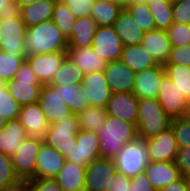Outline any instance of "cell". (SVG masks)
<instances>
[{
	"instance_id": "16",
	"label": "cell",
	"mask_w": 190,
	"mask_h": 191,
	"mask_svg": "<svg viewBox=\"0 0 190 191\" xmlns=\"http://www.w3.org/2000/svg\"><path fill=\"white\" fill-rule=\"evenodd\" d=\"M164 75V66L161 64L137 72L134 80L133 94L138 99H157L160 81Z\"/></svg>"
},
{
	"instance_id": "2",
	"label": "cell",
	"mask_w": 190,
	"mask_h": 191,
	"mask_svg": "<svg viewBox=\"0 0 190 191\" xmlns=\"http://www.w3.org/2000/svg\"><path fill=\"white\" fill-rule=\"evenodd\" d=\"M98 136L100 158H114L123 146L138 137L137 126L107 114Z\"/></svg>"
},
{
	"instance_id": "5",
	"label": "cell",
	"mask_w": 190,
	"mask_h": 191,
	"mask_svg": "<svg viewBox=\"0 0 190 191\" xmlns=\"http://www.w3.org/2000/svg\"><path fill=\"white\" fill-rule=\"evenodd\" d=\"M113 159L117 172L125 174L129 178L144 172L150 161L146 152L145 139L137 137L127 143Z\"/></svg>"
},
{
	"instance_id": "58",
	"label": "cell",
	"mask_w": 190,
	"mask_h": 191,
	"mask_svg": "<svg viewBox=\"0 0 190 191\" xmlns=\"http://www.w3.org/2000/svg\"><path fill=\"white\" fill-rule=\"evenodd\" d=\"M150 0H133V3H144V2H148Z\"/></svg>"
},
{
	"instance_id": "20",
	"label": "cell",
	"mask_w": 190,
	"mask_h": 191,
	"mask_svg": "<svg viewBox=\"0 0 190 191\" xmlns=\"http://www.w3.org/2000/svg\"><path fill=\"white\" fill-rule=\"evenodd\" d=\"M65 160L57 149L42 142L37 154L35 179L54 178L63 167Z\"/></svg>"
},
{
	"instance_id": "54",
	"label": "cell",
	"mask_w": 190,
	"mask_h": 191,
	"mask_svg": "<svg viewBox=\"0 0 190 191\" xmlns=\"http://www.w3.org/2000/svg\"><path fill=\"white\" fill-rule=\"evenodd\" d=\"M39 2L41 0H16V2L19 4L20 8L22 6H25V5H28V4H31V3H35V2Z\"/></svg>"
},
{
	"instance_id": "43",
	"label": "cell",
	"mask_w": 190,
	"mask_h": 191,
	"mask_svg": "<svg viewBox=\"0 0 190 191\" xmlns=\"http://www.w3.org/2000/svg\"><path fill=\"white\" fill-rule=\"evenodd\" d=\"M17 179L11 157L0 152V189Z\"/></svg>"
},
{
	"instance_id": "41",
	"label": "cell",
	"mask_w": 190,
	"mask_h": 191,
	"mask_svg": "<svg viewBox=\"0 0 190 191\" xmlns=\"http://www.w3.org/2000/svg\"><path fill=\"white\" fill-rule=\"evenodd\" d=\"M170 127L174 132L178 148L190 146V120L187 117L171 120Z\"/></svg>"
},
{
	"instance_id": "42",
	"label": "cell",
	"mask_w": 190,
	"mask_h": 191,
	"mask_svg": "<svg viewBox=\"0 0 190 191\" xmlns=\"http://www.w3.org/2000/svg\"><path fill=\"white\" fill-rule=\"evenodd\" d=\"M172 46H183L190 44V25L173 24L166 30Z\"/></svg>"
},
{
	"instance_id": "12",
	"label": "cell",
	"mask_w": 190,
	"mask_h": 191,
	"mask_svg": "<svg viewBox=\"0 0 190 191\" xmlns=\"http://www.w3.org/2000/svg\"><path fill=\"white\" fill-rule=\"evenodd\" d=\"M91 48L105 61L113 62L121 59L123 44L113 26H102L95 31Z\"/></svg>"
},
{
	"instance_id": "48",
	"label": "cell",
	"mask_w": 190,
	"mask_h": 191,
	"mask_svg": "<svg viewBox=\"0 0 190 191\" xmlns=\"http://www.w3.org/2000/svg\"><path fill=\"white\" fill-rule=\"evenodd\" d=\"M28 191H62L53 178L28 180Z\"/></svg>"
},
{
	"instance_id": "47",
	"label": "cell",
	"mask_w": 190,
	"mask_h": 191,
	"mask_svg": "<svg viewBox=\"0 0 190 191\" xmlns=\"http://www.w3.org/2000/svg\"><path fill=\"white\" fill-rule=\"evenodd\" d=\"M174 163L183 177H190V146L178 148Z\"/></svg>"
},
{
	"instance_id": "38",
	"label": "cell",
	"mask_w": 190,
	"mask_h": 191,
	"mask_svg": "<svg viewBox=\"0 0 190 191\" xmlns=\"http://www.w3.org/2000/svg\"><path fill=\"white\" fill-rule=\"evenodd\" d=\"M51 20L60 29L63 36L69 40L76 17L71 13L65 3H55Z\"/></svg>"
},
{
	"instance_id": "14",
	"label": "cell",
	"mask_w": 190,
	"mask_h": 191,
	"mask_svg": "<svg viewBox=\"0 0 190 191\" xmlns=\"http://www.w3.org/2000/svg\"><path fill=\"white\" fill-rule=\"evenodd\" d=\"M146 152L151 162H174L178 147L171 127L145 140Z\"/></svg>"
},
{
	"instance_id": "33",
	"label": "cell",
	"mask_w": 190,
	"mask_h": 191,
	"mask_svg": "<svg viewBox=\"0 0 190 191\" xmlns=\"http://www.w3.org/2000/svg\"><path fill=\"white\" fill-rule=\"evenodd\" d=\"M61 97L73 114L81 113L90 106L80 84H65L61 86Z\"/></svg>"
},
{
	"instance_id": "22",
	"label": "cell",
	"mask_w": 190,
	"mask_h": 191,
	"mask_svg": "<svg viewBox=\"0 0 190 191\" xmlns=\"http://www.w3.org/2000/svg\"><path fill=\"white\" fill-rule=\"evenodd\" d=\"M18 119L29 136L43 138L49 128V123L38 102L22 105Z\"/></svg>"
},
{
	"instance_id": "17",
	"label": "cell",
	"mask_w": 190,
	"mask_h": 191,
	"mask_svg": "<svg viewBox=\"0 0 190 191\" xmlns=\"http://www.w3.org/2000/svg\"><path fill=\"white\" fill-rule=\"evenodd\" d=\"M81 85L90 106L106 107L112 91L106 81L104 71L84 74Z\"/></svg>"
},
{
	"instance_id": "35",
	"label": "cell",
	"mask_w": 190,
	"mask_h": 191,
	"mask_svg": "<svg viewBox=\"0 0 190 191\" xmlns=\"http://www.w3.org/2000/svg\"><path fill=\"white\" fill-rule=\"evenodd\" d=\"M163 66L165 75L190 103V67L176 64H164Z\"/></svg>"
},
{
	"instance_id": "13",
	"label": "cell",
	"mask_w": 190,
	"mask_h": 191,
	"mask_svg": "<svg viewBox=\"0 0 190 191\" xmlns=\"http://www.w3.org/2000/svg\"><path fill=\"white\" fill-rule=\"evenodd\" d=\"M117 169L113 158H98L86 167L84 191H105L111 188V176Z\"/></svg>"
},
{
	"instance_id": "40",
	"label": "cell",
	"mask_w": 190,
	"mask_h": 191,
	"mask_svg": "<svg viewBox=\"0 0 190 191\" xmlns=\"http://www.w3.org/2000/svg\"><path fill=\"white\" fill-rule=\"evenodd\" d=\"M26 57H16L0 50V82L7 83L15 78Z\"/></svg>"
},
{
	"instance_id": "31",
	"label": "cell",
	"mask_w": 190,
	"mask_h": 191,
	"mask_svg": "<svg viewBox=\"0 0 190 191\" xmlns=\"http://www.w3.org/2000/svg\"><path fill=\"white\" fill-rule=\"evenodd\" d=\"M123 8L119 4L95 0L90 16L98 27L113 26Z\"/></svg>"
},
{
	"instance_id": "3",
	"label": "cell",
	"mask_w": 190,
	"mask_h": 191,
	"mask_svg": "<svg viewBox=\"0 0 190 191\" xmlns=\"http://www.w3.org/2000/svg\"><path fill=\"white\" fill-rule=\"evenodd\" d=\"M171 120L157 99H138V137L146 140L158 135L170 127Z\"/></svg>"
},
{
	"instance_id": "57",
	"label": "cell",
	"mask_w": 190,
	"mask_h": 191,
	"mask_svg": "<svg viewBox=\"0 0 190 191\" xmlns=\"http://www.w3.org/2000/svg\"><path fill=\"white\" fill-rule=\"evenodd\" d=\"M7 121H1L0 120V131L5 127Z\"/></svg>"
},
{
	"instance_id": "6",
	"label": "cell",
	"mask_w": 190,
	"mask_h": 191,
	"mask_svg": "<svg viewBox=\"0 0 190 191\" xmlns=\"http://www.w3.org/2000/svg\"><path fill=\"white\" fill-rule=\"evenodd\" d=\"M78 131L76 114H72L70 117L50 124L43 137V142L50 147H54L66 157L73 145H76Z\"/></svg>"
},
{
	"instance_id": "60",
	"label": "cell",
	"mask_w": 190,
	"mask_h": 191,
	"mask_svg": "<svg viewBox=\"0 0 190 191\" xmlns=\"http://www.w3.org/2000/svg\"><path fill=\"white\" fill-rule=\"evenodd\" d=\"M186 117L190 120V105H189V108H188V110H187Z\"/></svg>"
},
{
	"instance_id": "4",
	"label": "cell",
	"mask_w": 190,
	"mask_h": 191,
	"mask_svg": "<svg viewBox=\"0 0 190 191\" xmlns=\"http://www.w3.org/2000/svg\"><path fill=\"white\" fill-rule=\"evenodd\" d=\"M5 84L9 93L21 106L37 103L43 87L26 60L21 64L15 78Z\"/></svg>"
},
{
	"instance_id": "30",
	"label": "cell",
	"mask_w": 190,
	"mask_h": 191,
	"mask_svg": "<svg viewBox=\"0 0 190 191\" xmlns=\"http://www.w3.org/2000/svg\"><path fill=\"white\" fill-rule=\"evenodd\" d=\"M54 0H41L21 7L20 15L26 28L52 19Z\"/></svg>"
},
{
	"instance_id": "46",
	"label": "cell",
	"mask_w": 190,
	"mask_h": 191,
	"mask_svg": "<svg viewBox=\"0 0 190 191\" xmlns=\"http://www.w3.org/2000/svg\"><path fill=\"white\" fill-rule=\"evenodd\" d=\"M95 0H68L65 4L77 18L90 17Z\"/></svg>"
},
{
	"instance_id": "21",
	"label": "cell",
	"mask_w": 190,
	"mask_h": 191,
	"mask_svg": "<svg viewBox=\"0 0 190 191\" xmlns=\"http://www.w3.org/2000/svg\"><path fill=\"white\" fill-rule=\"evenodd\" d=\"M144 172L156 191L182 177L179 168L174 162L170 161H149Z\"/></svg>"
},
{
	"instance_id": "1",
	"label": "cell",
	"mask_w": 190,
	"mask_h": 191,
	"mask_svg": "<svg viewBox=\"0 0 190 191\" xmlns=\"http://www.w3.org/2000/svg\"><path fill=\"white\" fill-rule=\"evenodd\" d=\"M68 40L52 20L26 28L25 56L35 54L66 52Z\"/></svg>"
},
{
	"instance_id": "25",
	"label": "cell",
	"mask_w": 190,
	"mask_h": 191,
	"mask_svg": "<svg viewBox=\"0 0 190 191\" xmlns=\"http://www.w3.org/2000/svg\"><path fill=\"white\" fill-rule=\"evenodd\" d=\"M86 167L65 160L59 173L53 178L62 191H84Z\"/></svg>"
},
{
	"instance_id": "23",
	"label": "cell",
	"mask_w": 190,
	"mask_h": 191,
	"mask_svg": "<svg viewBox=\"0 0 190 191\" xmlns=\"http://www.w3.org/2000/svg\"><path fill=\"white\" fill-rule=\"evenodd\" d=\"M141 45L150 53L158 64H166L172 48L166 30L154 29L145 32Z\"/></svg>"
},
{
	"instance_id": "34",
	"label": "cell",
	"mask_w": 190,
	"mask_h": 191,
	"mask_svg": "<svg viewBox=\"0 0 190 191\" xmlns=\"http://www.w3.org/2000/svg\"><path fill=\"white\" fill-rule=\"evenodd\" d=\"M107 116L104 107L89 106L83 112L76 114L79 129L98 133L104 126Z\"/></svg>"
},
{
	"instance_id": "11",
	"label": "cell",
	"mask_w": 190,
	"mask_h": 191,
	"mask_svg": "<svg viewBox=\"0 0 190 191\" xmlns=\"http://www.w3.org/2000/svg\"><path fill=\"white\" fill-rule=\"evenodd\" d=\"M38 103L49 125L73 114L61 97V86L43 84Z\"/></svg>"
},
{
	"instance_id": "29",
	"label": "cell",
	"mask_w": 190,
	"mask_h": 191,
	"mask_svg": "<svg viewBox=\"0 0 190 191\" xmlns=\"http://www.w3.org/2000/svg\"><path fill=\"white\" fill-rule=\"evenodd\" d=\"M120 60L135 73L159 65L141 44L123 46Z\"/></svg>"
},
{
	"instance_id": "9",
	"label": "cell",
	"mask_w": 190,
	"mask_h": 191,
	"mask_svg": "<svg viewBox=\"0 0 190 191\" xmlns=\"http://www.w3.org/2000/svg\"><path fill=\"white\" fill-rule=\"evenodd\" d=\"M157 100L170 119L186 117L190 103L166 75L160 81Z\"/></svg>"
},
{
	"instance_id": "28",
	"label": "cell",
	"mask_w": 190,
	"mask_h": 191,
	"mask_svg": "<svg viewBox=\"0 0 190 191\" xmlns=\"http://www.w3.org/2000/svg\"><path fill=\"white\" fill-rule=\"evenodd\" d=\"M98 25L90 17L77 18L75 20L72 34L68 40V48H85L91 46Z\"/></svg>"
},
{
	"instance_id": "36",
	"label": "cell",
	"mask_w": 190,
	"mask_h": 191,
	"mask_svg": "<svg viewBox=\"0 0 190 191\" xmlns=\"http://www.w3.org/2000/svg\"><path fill=\"white\" fill-rule=\"evenodd\" d=\"M147 4L156 29L167 30L173 24L172 0H150Z\"/></svg>"
},
{
	"instance_id": "24",
	"label": "cell",
	"mask_w": 190,
	"mask_h": 191,
	"mask_svg": "<svg viewBox=\"0 0 190 191\" xmlns=\"http://www.w3.org/2000/svg\"><path fill=\"white\" fill-rule=\"evenodd\" d=\"M28 136L18 118L7 121L5 127L0 131V152L11 157L19 150Z\"/></svg>"
},
{
	"instance_id": "49",
	"label": "cell",
	"mask_w": 190,
	"mask_h": 191,
	"mask_svg": "<svg viewBox=\"0 0 190 191\" xmlns=\"http://www.w3.org/2000/svg\"><path fill=\"white\" fill-rule=\"evenodd\" d=\"M20 10L16 0H0V18H18Z\"/></svg>"
},
{
	"instance_id": "56",
	"label": "cell",
	"mask_w": 190,
	"mask_h": 191,
	"mask_svg": "<svg viewBox=\"0 0 190 191\" xmlns=\"http://www.w3.org/2000/svg\"><path fill=\"white\" fill-rule=\"evenodd\" d=\"M129 3H133V0H121V5L124 7Z\"/></svg>"
},
{
	"instance_id": "15",
	"label": "cell",
	"mask_w": 190,
	"mask_h": 191,
	"mask_svg": "<svg viewBox=\"0 0 190 191\" xmlns=\"http://www.w3.org/2000/svg\"><path fill=\"white\" fill-rule=\"evenodd\" d=\"M66 56V52H51L35 54L26 57L25 60L39 82L49 84Z\"/></svg>"
},
{
	"instance_id": "19",
	"label": "cell",
	"mask_w": 190,
	"mask_h": 191,
	"mask_svg": "<svg viewBox=\"0 0 190 191\" xmlns=\"http://www.w3.org/2000/svg\"><path fill=\"white\" fill-rule=\"evenodd\" d=\"M105 109L109 115L137 124L138 98L133 92L112 93Z\"/></svg>"
},
{
	"instance_id": "52",
	"label": "cell",
	"mask_w": 190,
	"mask_h": 191,
	"mask_svg": "<svg viewBox=\"0 0 190 191\" xmlns=\"http://www.w3.org/2000/svg\"><path fill=\"white\" fill-rule=\"evenodd\" d=\"M190 187V180L187 177H181L180 179L169 183L164 188L158 191H188Z\"/></svg>"
},
{
	"instance_id": "26",
	"label": "cell",
	"mask_w": 190,
	"mask_h": 191,
	"mask_svg": "<svg viewBox=\"0 0 190 191\" xmlns=\"http://www.w3.org/2000/svg\"><path fill=\"white\" fill-rule=\"evenodd\" d=\"M70 60L75 63L83 74L102 72L107 66V61L99 57L91 48H68L66 51Z\"/></svg>"
},
{
	"instance_id": "53",
	"label": "cell",
	"mask_w": 190,
	"mask_h": 191,
	"mask_svg": "<svg viewBox=\"0 0 190 191\" xmlns=\"http://www.w3.org/2000/svg\"><path fill=\"white\" fill-rule=\"evenodd\" d=\"M0 191H28V180L17 179L1 188Z\"/></svg>"
},
{
	"instance_id": "32",
	"label": "cell",
	"mask_w": 190,
	"mask_h": 191,
	"mask_svg": "<svg viewBox=\"0 0 190 191\" xmlns=\"http://www.w3.org/2000/svg\"><path fill=\"white\" fill-rule=\"evenodd\" d=\"M84 74L80 68L73 63L68 56H66L54 74L52 81L49 85L63 86L70 84H82Z\"/></svg>"
},
{
	"instance_id": "44",
	"label": "cell",
	"mask_w": 190,
	"mask_h": 191,
	"mask_svg": "<svg viewBox=\"0 0 190 191\" xmlns=\"http://www.w3.org/2000/svg\"><path fill=\"white\" fill-rule=\"evenodd\" d=\"M173 22L190 25V0L172 1Z\"/></svg>"
},
{
	"instance_id": "45",
	"label": "cell",
	"mask_w": 190,
	"mask_h": 191,
	"mask_svg": "<svg viewBox=\"0 0 190 191\" xmlns=\"http://www.w3.org/2000/svg\"><path fill=\"white\" fill-rule=\"evenodd\" d=\"M166 64H176L190 67V44L183 46H172Z\"/></svg>"
},
{
	"instance_id": "50",
	"label": "cell",
	"mask_w": 190,
	"mask_h": 191,
	"mask_svg": "<svg viewBox=\"0 0 190 191\" xmlns=\"http://www.w3.org/2000/svg\"><path fill=\"white\" fill-rule=\"evenodd\" d=\"M105 191H131V178L116 172V174L111 176V188Z\"/></svg>"
},
{
	"instance_id": "10",
	"label": "cell",
	"mask_w": 190,
	"mask_h": 191,
	"mask_svg": "<svg viewBox=\"0 0 190 191\" xmlns=\"http://www.w3.org/2000/svg\"><path fill=\"white\" fill-rule=\"evenodd\" d=\"M98 133L79 129L76 134V145L65 157L67 161L87 167L92 161L100 158Z\"/></svg>"
},
{
	"instance_id": "27",
	"label": "cell",
	"mask_w": 190,
	"mask_h": 191,
	"mask_svg": "<svg viewBox=\"0 0 190 191\" xmlns=\"http://www.w3.org/2000/svg\"><path fill=\"white\" fill-rule=\"evenodd\" d=\"M113 27L121 38L123 46L141 44L145 32L136 24L133 17L124 8L119 13Z\"/></svg>"
},
{
	"instance_id": "8",
	"label": "cell",
	"mask_w": 190,
	"mask_h": 191,
	"mask_svg": "<svg viewBox=\"0 0 190 191\" xmlns=\"http://www.w3.org/2000/svg\"><path fill=\"white\" fill-rule=\"evenodd\" d=\"M43 142L41 137L28 136L12 156V165L18 179H35L37 154Z\"/></svg>"
},
{
	"instance_id": "51",
	"label": "cell",
	"mask_w": 190,
	"mask_h": 191,
	"mask_svg": "<svg viewBox=\"0 0 190 191\" xmlns=\"http://www.w3.org/2000/svg\"><path fill=\"white\" fill-rule=\"evenodd\" d=\"M131 191H156L148 178L146 177L145 172L138 174L137 176L131 178Z\"/></svg>"
},
{
	"instance_id": "18",
	"label": "cell",
	"mask_w": 190,
	"mask_h": 191,
	"mask_svg": "<svg viewBox=\"0 0 190 191\" xmlns=\"http://www.w3.org/2000/svg\"><path fill=\"white\" fill-rule=\"evenodd\" d=\"M104 76L112 93L133 92L136 73L121 60L108 62Z\"/></svg>"
},
{
	"instance_id": "59",
	"label": "cell",
	"mask_w": 190,
	"mask_h": 191,
	"mask_svg": "<svg viewBox=\"0 0 190 191\" xmlns=\"http://www.w3.org/2000/svg\"><path fill=\"white\" fill-rule=\"evenodd\" d=\"M68 0H54L55 3H65L67 2Z\"/></svg>"
},
{
	"instance_id": "55",
	"label": "cell",
	"mask_w": 190,
	"mask_h": 191,
	"mask_svg": "<svg viewBox=\"0 0 190 191\" xmlns=\"http://www.w3.org/2000/svg\"><path fill=\"white\" fill-rule=\"evenodd\" d=\"M99 1L110 2V3L121 5V0H99Z\"/></svg>"
},
{
	"instance_id": "7",
	"label": "cell",
	"mask_w": 190,
	"mask_h": 191,
	"mask_svg": "<svg viewBox=\"0 0 190 191\" xmlns=\"http://www.w3.org/2000/svg\"><path fill=\"white\" fill-rule=\"evenodd\" d=\"M26 26L22 17L0 18V50L16 57L25 56Z\"/></svg>"
},
{
	"instance_id": "39",
	"label": "cell",
	"mask_w": 190,
	"mask_h": 191,
	"mask_svg": "<svg viewBox=\"0 0 190 191\" xmlns=\"http://www.w3.org/2000/svg\"><path fill=\"white\" fill-rule=\"evenodd\" d=\"M21 105L9 93L6 84L0 85V120L9 121L19 117Z\"/></svg>"
},
{
	"instance_id": "37",
	"label": "cell",
	"mask_w": 190,
	"mask_h": 191,
	"mask_svg": "<svg viewBox=\"0 0 190 191\" xmlns=\"http://www.w3.org/2000/svg\"><path fill=\"white\" fill-rule=\"evenodd\" d=\"M124 9L133 17L136 24L144 32L156 29L154 18L150 12L147 2L129 3L124 6Z\"/></svg>"
}]
</instances>
